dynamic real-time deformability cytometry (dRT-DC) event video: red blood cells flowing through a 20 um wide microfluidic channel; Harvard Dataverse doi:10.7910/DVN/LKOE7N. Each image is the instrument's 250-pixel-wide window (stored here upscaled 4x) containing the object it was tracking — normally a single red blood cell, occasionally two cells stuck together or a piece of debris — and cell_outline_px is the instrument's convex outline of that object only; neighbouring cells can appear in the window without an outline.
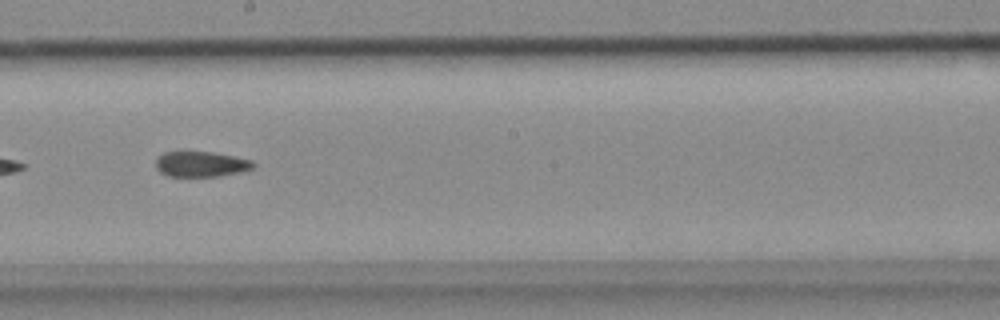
{"species": "common noctule bat (a hibernating species)", "species_latin": "Nyctalus noctula", "temperature_condition": "cold", "stored_images_in_passage": 34, "camera_frame_rate_fps": 3000, "um_per_image_px": 0.085, "animal": {"sex": "female", "body_mass_g": 18.4}, "frame": {"image": 1, "passage_image": 15, "time_ms": 4.667, "image_size_px": [1000, 320], "cell_outline_px": [[256, 164], [252, 168], [240, 172], [220, 176], [168, 176], [160, 172], [156, 168], [156, 160], [164, 152], [180, 148], [188, 148], [212, 152], [252, 160]], "centroid_in_image_um": [17.02, 13.89], "position_along_channel_um": 231.2, "area_um2": 15.09}}